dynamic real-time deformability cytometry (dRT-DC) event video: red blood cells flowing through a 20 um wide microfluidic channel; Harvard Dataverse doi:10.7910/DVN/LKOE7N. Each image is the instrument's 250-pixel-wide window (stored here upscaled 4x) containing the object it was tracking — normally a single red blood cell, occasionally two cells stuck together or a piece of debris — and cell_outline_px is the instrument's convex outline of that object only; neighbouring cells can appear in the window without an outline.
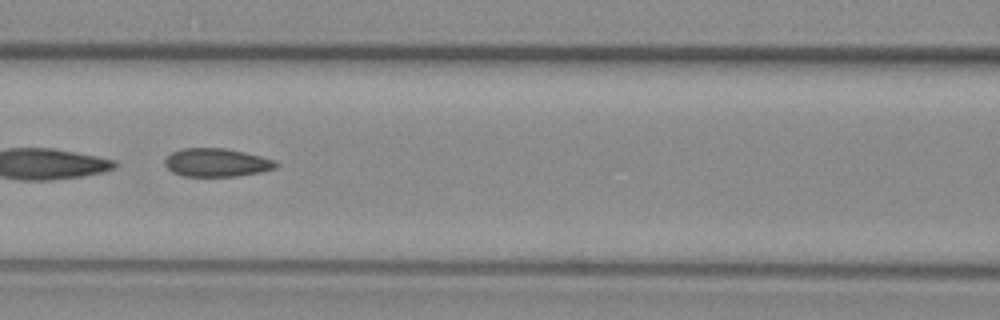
{"species": "common noctule bat (a hibernating species)", "species_latin": "Nyctalus noctula", "temperature_condition": "warm", "stored_images_in_passage": 53, "camera_frame_rate_fps": 3000, "um_per_image_px": 0.085, "animal": {"sex": "female", "body_mass_g": 29.2, "forearm_length_mm": 56.3}, "frame": {"image": 1, "passage_image": 23, "time_ms": 7.333, "image_size_px": [1000, 320], "cell_outline_px": [[280, 164], [276, 168], [260, 172], [236, 176], [184, 176], [172, 172], [164, 164], [164, 160], [172, 152], [180, 148], [224, 148], [244, 152], [276, 160]], "centroid_in_image_um": [18.42, 13.81], "position_along_channel_um": 148.2, "area_um2": 18.38}}